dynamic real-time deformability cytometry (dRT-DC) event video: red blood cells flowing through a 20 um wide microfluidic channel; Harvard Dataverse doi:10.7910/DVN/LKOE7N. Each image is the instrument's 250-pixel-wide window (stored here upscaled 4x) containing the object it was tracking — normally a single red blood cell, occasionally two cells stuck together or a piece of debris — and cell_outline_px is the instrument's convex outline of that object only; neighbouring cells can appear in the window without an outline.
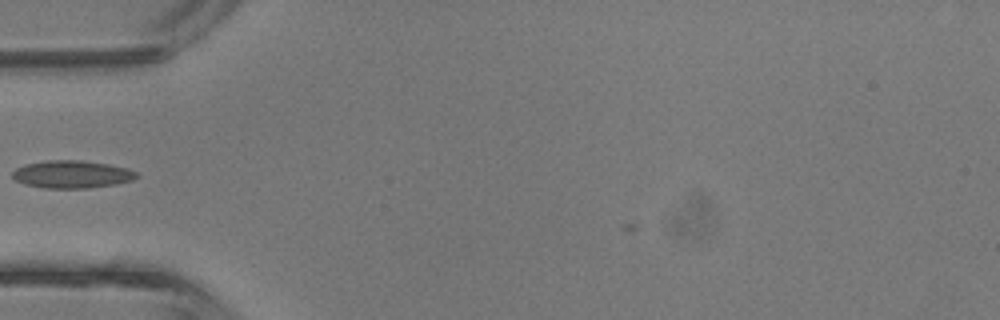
{"species": "common noctule bat (a hibernating species)", "species_latin": "Nyctalus noctula", "temperature_condition": "room temperature", "stored_images_in_passage": 28, "camera_frame_rate_fps": 3000, "um_per_image_px": 0.085, "animal": {"sex": "male", "body_mass_g": 13.3}, "frame": {"image": 1, "passage_image": 1, "time_ms": 0.0, "image_size_px": [1000, 320], "cell_outline_px": [[140, 176], [132, 180], [116, 184], [88, 188], [44, 188], [24, 184], [16, 180], [12, 176], [12, 172], [16, 168], [24, 164], [48, 160], [80, 160], [108, 164], [128, 168], [136, 172]], "centroid_in_image_um": [6.11, 14.81], "position_along_channel_um": 78.9, "area_um2": 20.06}}
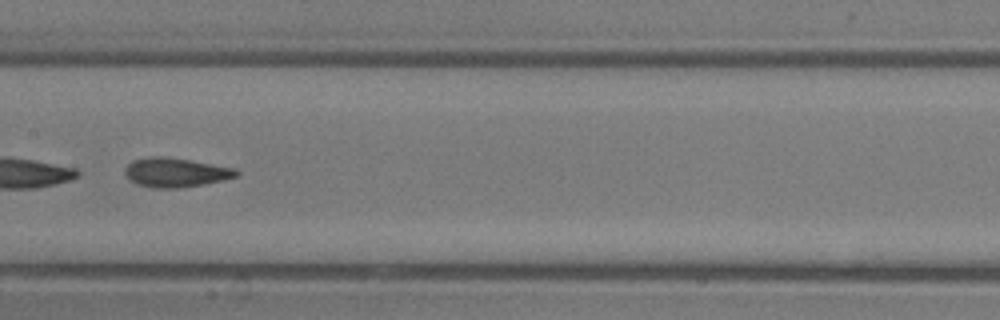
{"frame": {"image": 2, "passage_image": 8, "time_ms": 2.333, "image_size_px": [1000, 320], "cell_outline_px": [[240, 176], [224, 180], [204, 184], [180, 188], [152, 188], [136, 184], [128, 180], [124, 172], [124, 168], [132, 160], [148, 156], [160, 156], [188, 160], [236, 168], [240, 172]], "centroid_in_image_um": [14.92, 14.67], "position_along_channel_um": 192.5, "area_um2": 19.25}}
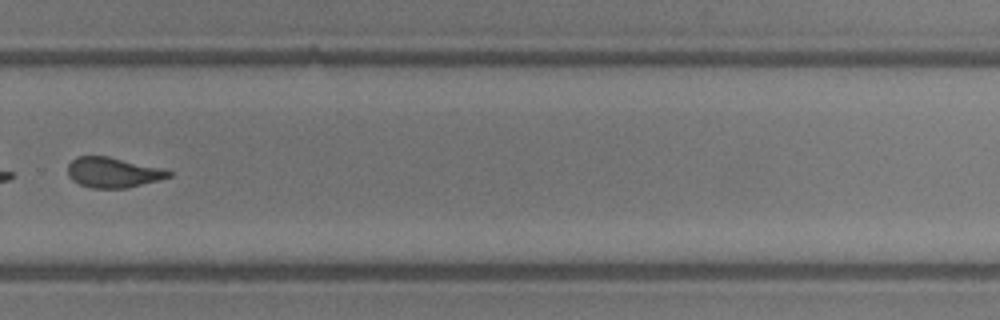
{"frame": {"image": 3, "passage_image": 16, "time_ms": 5.0, "image_size_px": [1000, 320], "cell_outline_px": [[172, 176], [128, 188], [92, 188], [80, 184], [72, 180], [68, 176], [68, 164], [76, 156], [108, 156], [160, 168], [172, 172]], "centroid_in_image_um": [9.57, 14.66], "position_along_channel_um": 320.2, "area_um2": 17.63}}